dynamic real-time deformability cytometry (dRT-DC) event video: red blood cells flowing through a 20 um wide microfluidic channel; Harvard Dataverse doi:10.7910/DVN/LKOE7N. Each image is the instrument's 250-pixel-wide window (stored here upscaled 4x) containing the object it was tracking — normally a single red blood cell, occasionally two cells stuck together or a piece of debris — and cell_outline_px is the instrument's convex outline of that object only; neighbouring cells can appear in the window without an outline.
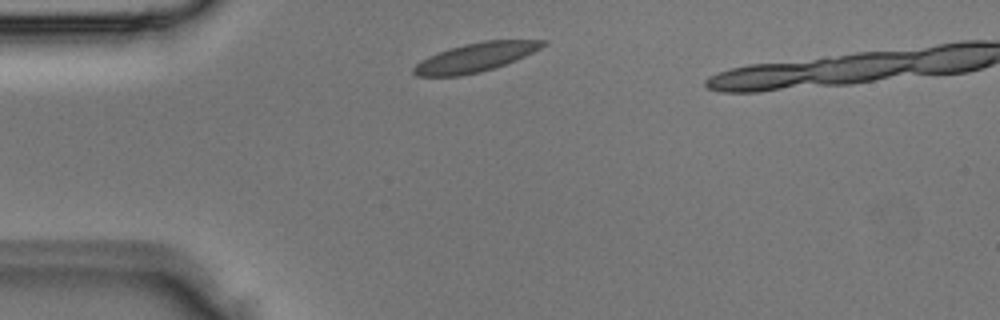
{"species": "Egyptian fruit bat (a non-hibernating species)", "species_latin": "Rousettus aegyptiacus", "temperature_condition": "room temperature", "stored_images_in_passage": 3, "camera_frame_rate_fps": 3000, "um_per_image_px": 0.085, "animal": {"sex": "male"}, "frame": {"image": 1, "passage_image": 1, "time_ms": 0.0, "image_size_px": [1000, 320], "cell_outline_px": [[548, 44], [516, 60], [480, 72], [460, 76], [416, 76], [412, 72], [412, 68], [420, 60], [436, 52], [448, 48], [464, 44], [484, 40], [548, 40]], "centroid_in_image_um": [40.37, 4.87], "position_along_channel_um": 44.6, "area_um2": 21.79}}